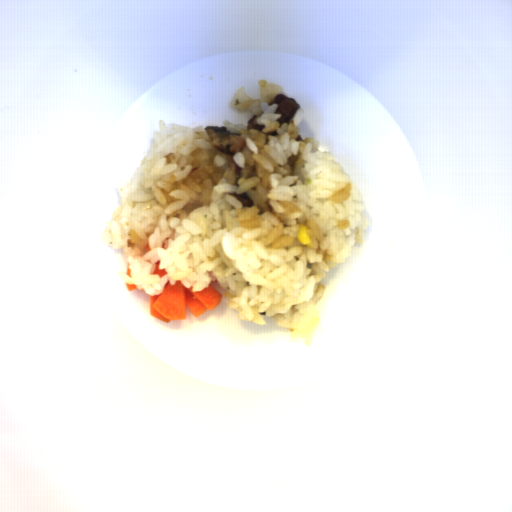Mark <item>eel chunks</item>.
<instances>
[{
  "instance_id": "1",
  "label": "eel chunks",
  "mask_w": 512,
  "mask_h": 512,
  "mask_svg": "<svg viewBox=\"0 0 512 512\" xmlns=\"http://www.w3.org/2000/svg\"><path fill=\"white\" fill-rule=\"evenodd\" d=\"M205 131L213 147L222 154L233 157L237 153H242L246 142L242 134H237L228 130L227 126H205Z\"/></svg>"
},
{
  "instance_id": "3",
  "label": "eel chunks",
  "mask_w": 512,
  "mask_h": 512,
  "mask_svg": "<svg viewBox=\"0 0 512 512\" xmlns=\"http://www.w3.org/2000/svg\"><path fill=\"white\" fill-rule=\"evenodd\" d=\"M256 117L257 115H253L247 122V130L248 129H258L259 131L262 130L263 128H265V124L264 125H257L256 123Z\"/></svg>"
},
{
  "instance_id": "2",
  "label": "eel chunks",
  "mask_w": 512,
  "mask_h": 512,
  "mask_svg": "<svg viewBox=\"0 0 512 512\" xmlns=\"http://www.w3.org/2000/svg\"><path fill=\"white\" fill-rule=\"evenodd\" d=\"M273 104H278V108L275 113L282 114V117L276 120L279 122L280 126L283 123L289 124L292 118L301 109V104L299 102L284 93H278L268 105L270 106Z\"/></svg>"
}]
</instances>
